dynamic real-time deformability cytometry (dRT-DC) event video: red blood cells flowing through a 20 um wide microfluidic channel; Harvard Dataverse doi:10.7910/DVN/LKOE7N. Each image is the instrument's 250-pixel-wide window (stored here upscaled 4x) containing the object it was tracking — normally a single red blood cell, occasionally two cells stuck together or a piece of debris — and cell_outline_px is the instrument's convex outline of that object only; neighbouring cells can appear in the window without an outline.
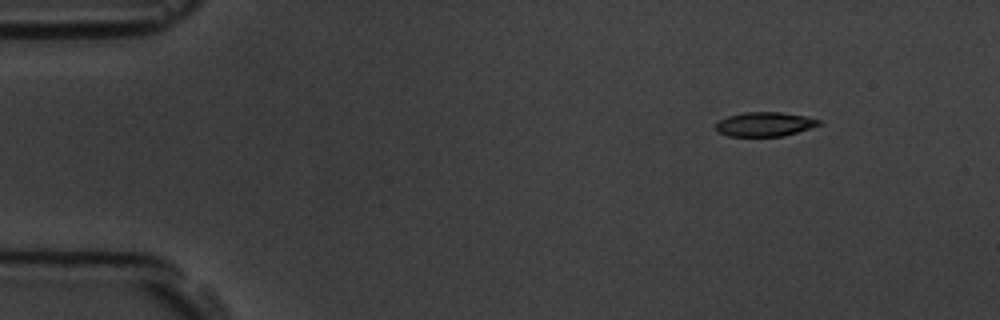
{"species": "common noctule bat (a hibernating species)", "species_latin": "Nyctalus noctula", "temperature_condition": "room temperature", "stored_images_in_passage": 4, "camera_frame_rate_fps": 3000, "um_per_image_px": 0.085, "animal": {"sex": "male", "body_mass_g": 19.5, "forearm_length_mm": 54.6}, "frame": {"image": 1, "passage_image": 1, "time_ms": 0.0, "image_size_px": [1000, 320], "cell_outline_px": [[820, 124], [784, 136], [728, 136], [720, 132], [716, 128], [716, 124], [720, 120], [728, 116], [744, 112], [780, 112], [804, 116], [820, 120]], "centroid_in_image_um": [64.97, 10.55], "position_along_channel_um": 20.0, "area_um2": 14.28}}